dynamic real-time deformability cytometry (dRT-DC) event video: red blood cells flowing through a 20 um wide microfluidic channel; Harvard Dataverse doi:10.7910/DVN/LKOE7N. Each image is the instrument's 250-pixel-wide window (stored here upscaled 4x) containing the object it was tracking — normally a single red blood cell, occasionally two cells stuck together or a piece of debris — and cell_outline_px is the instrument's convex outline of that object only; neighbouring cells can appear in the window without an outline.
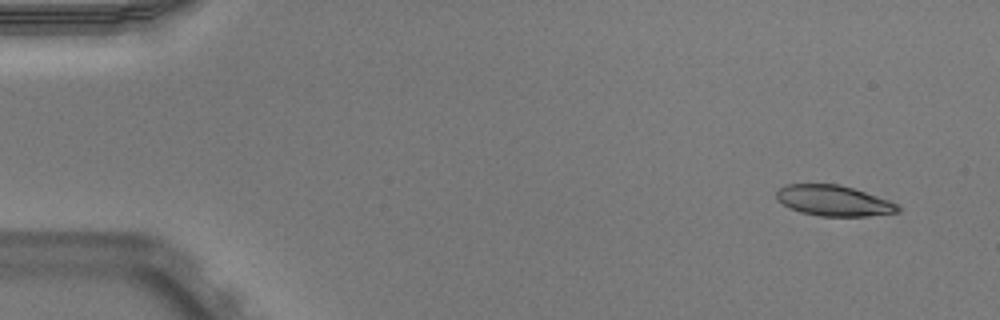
{"species": "Egyptian fruit bat (a non-hibernating species)", "species_latin": "Rousettus aegyptiacus", "temperature_condition": "warm", "stored_images_in_passage": 48, "camera_frame_rate_fps": 3000, "um_per_image_px": 0.085, "animal": {"sex": "male"}, "frame": {"image": 1, "passage_image": 1, "time_ms": 0.0, "image_size_px": [1000, 320], "cell_outline_px": [[900, 212], [868, 216], [820, 216], [800, 212], [788, 208], [776, 196], [776, 192], [780, 188], [788, 184], [840, 184], [888, 200], [896, 204], [900, 208]], "centroid_in_image_um": [70.86, 17.06], "position_along_channel_um": 14.1, "area_um2": 21.44}}
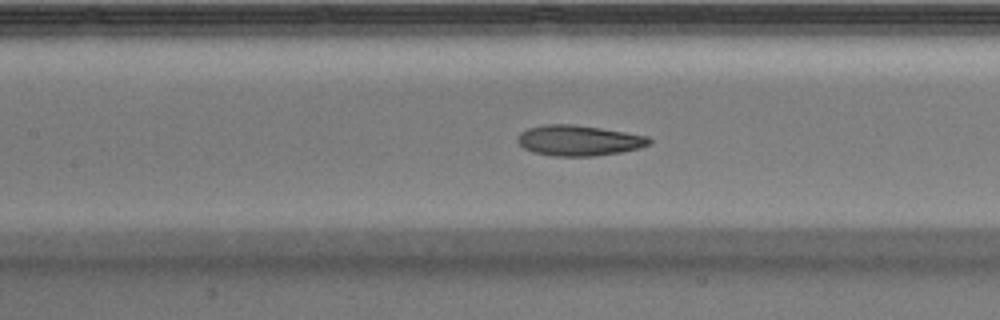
{"frame": {"image": 2, "passage_image": 21, "time_ms": 6.667, "image_size_px": [1000, 320], "cell_outline_px": [[652, 144], [640, 148], [620, 152], [592, 156], [552, 156], [532, 152], [524, 148], [516, 140], [516, 136], [520, 132], [528, 128], [548, 124], [572, 124], [600, 128], [648, 136], [652, 140]], "centroid_in_image_um": [49.19, 11.94], "position_along_channel_um": 158.2, "area_um2": 23.47}}
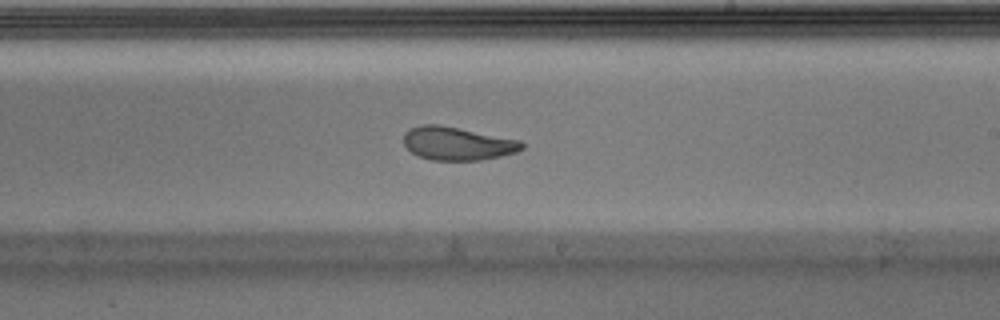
{"frame": {"image": 3, "passage_image": 28, "time_ms": 9.0, "image_size_px": [1000, 320], "cell_outline_px": [[524, 148], [516, 152], [500, 156], [480, 160], [432, 160], [420, 156], [412, 152], [404, 144], [404, 132], [408, 128], [420, 124], [440, 124], [520, 140], [524, 144]], "centroid_in_image_um": [38.86, 12.18], "position_along_channel_um": 250.1, "area_um2": 22.95}, "authors_computed_cell_mechanics": {"area_um2": 23.4379, "velocity_mm_per_s": 3.9505, "shape_relaxation_time_tau1_ms": 5.4044, "shape_relaxation_time_tau2_ms": 1.7454, "deformation_change_tau1": 0.1937, "deformation_change_tau2": 0.0836}}